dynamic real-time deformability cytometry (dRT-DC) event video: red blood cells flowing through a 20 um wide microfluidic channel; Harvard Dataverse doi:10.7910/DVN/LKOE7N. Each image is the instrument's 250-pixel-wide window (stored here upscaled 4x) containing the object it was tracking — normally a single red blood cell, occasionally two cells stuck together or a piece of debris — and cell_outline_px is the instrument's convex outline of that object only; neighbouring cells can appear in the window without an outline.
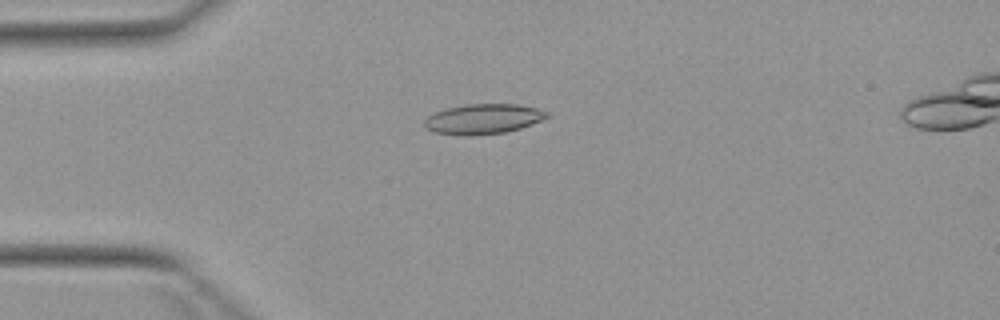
{"species": "Egyptian fruit bat (a non-hibernating species)", "species_latin": "Rousettus aegyptiacus", "temperature_condition": "warm", "stored_images_in_passage": 5, "camera_frame_rate_fps": 3000, "um_per_image_px": 0.085, "animal": {"sex": "female"}, "frame": {"image": 1, "passage_image": 3, "time_ms": 3.333, "image_size_px": [1000, 320], "cell_outline_px": [[548, 116], [544, 120], [520, 128], [504, 132], [472, 136], [460, 136], [432, 132], [424, 128], [424, 120], [428, 116], [436, 112], [448, 108], [468, 104], [520, 104], [536, 108], [548, 112]], "centroid_in_image_um": [41.05, 10.12], "position_along_channel_um": 43.9, "area_um2": 21.62}}
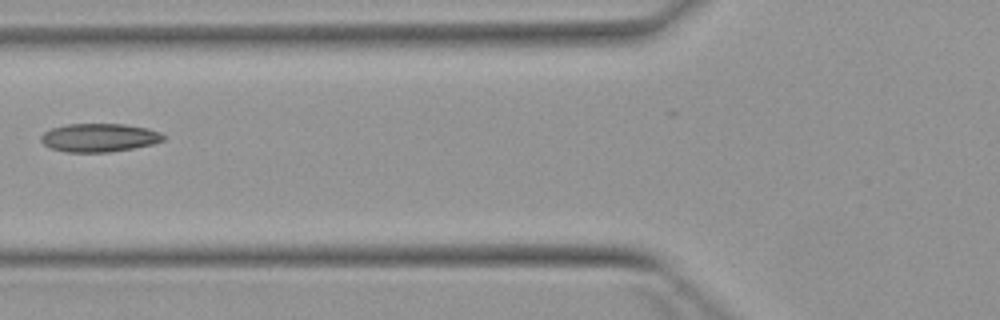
{"frame": {"image": 2, "passage_image": 5, "time_ms": 5.667, "image_size_px": [1000, 320], "cell_outline_px": [[164, 140], [152, 144], [132, 148], [108, 152], [68, 152], [48, 148], [40, 140], [40, 136], [44, 132], [52, 128], [68, 124], [124, 124], [148, 128], [160, 132], [164, 136]], "centroid_in_image_um": [8.41, 11.7], "position_along_channel_um": 117.4, "area_um2": 20.23}}